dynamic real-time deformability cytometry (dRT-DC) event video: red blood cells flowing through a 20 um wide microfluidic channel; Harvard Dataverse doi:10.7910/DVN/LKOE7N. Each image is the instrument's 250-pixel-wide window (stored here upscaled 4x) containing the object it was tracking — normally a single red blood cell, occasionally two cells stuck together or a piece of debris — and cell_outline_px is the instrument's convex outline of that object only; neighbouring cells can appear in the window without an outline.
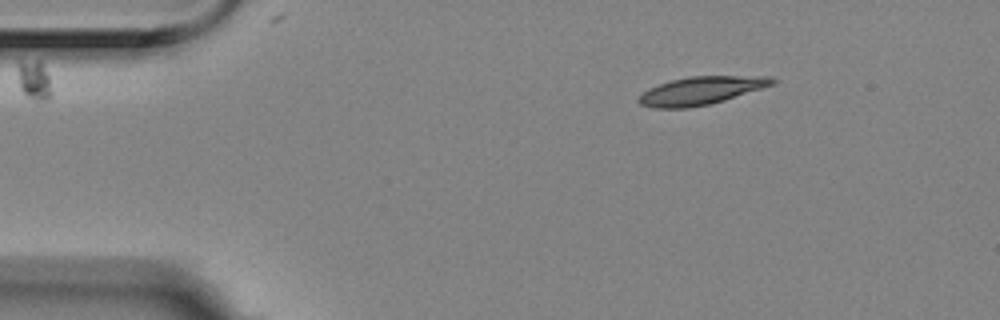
{"species": "Egyptian fruit bat (a non-hibernating species)", "species_latin": "Rousettus aegyptiacus", "temperature_condition": "room temperature", "stored_images_in_passage": 3, "camera_frame_rate_fps": 3000, "um_per_image_px": 0.085, "animal": {"sex": "female"}, "frame": {"image": 1, "passage_image": 1, "time_ms": 0.0, "image_size_px": [1000, 320], "cell_outline_px": [[776, 84], [724, 100], [708, 104], [688, 108], [652, 108], [640, 104], [636, 100], [648, 88], [672, 80], [688, 76], [772, 76], [776, 80]], "centroid_in_image_um": [59.6, 7.7], "position_along_channel_um": 25.4, "area_um2": 21.79}}